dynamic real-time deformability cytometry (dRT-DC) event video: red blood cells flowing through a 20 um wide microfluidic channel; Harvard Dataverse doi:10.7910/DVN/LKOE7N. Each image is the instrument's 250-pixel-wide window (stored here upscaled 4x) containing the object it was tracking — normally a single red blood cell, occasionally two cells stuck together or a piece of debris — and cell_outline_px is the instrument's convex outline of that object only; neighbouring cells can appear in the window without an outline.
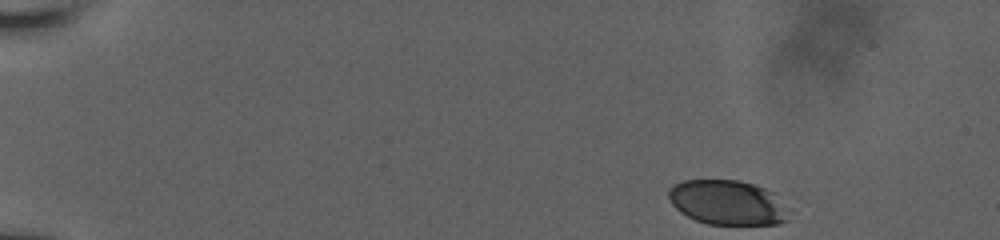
{"species": "human", "species_latin": "Homo sapiens", "temperature_condition": "room temperature", "stored_images_in_passage": 20, "camera_frame_rate_fps": 3000, "um_per_image_px": 0.085, "donor": {"sex": "male"}, "frame": {"image": 1, "passage_image": 1, "time_ms": 0.0, "image_size_px": [1000, 240], "cell_outline_px": [[792, 208], [788, 220], [780, 224], [708, 224], [696, 220], [680, 212], [672, 204], [668, 196], [668, 188], [672, 184], [684, 180], [736, 180], [752, 184], [764, 188], [772, 192]], "centroid_in_image_um": [61.88, 17.22], "position_along_channel_um": 23.1, "area_um2": 31.73}}
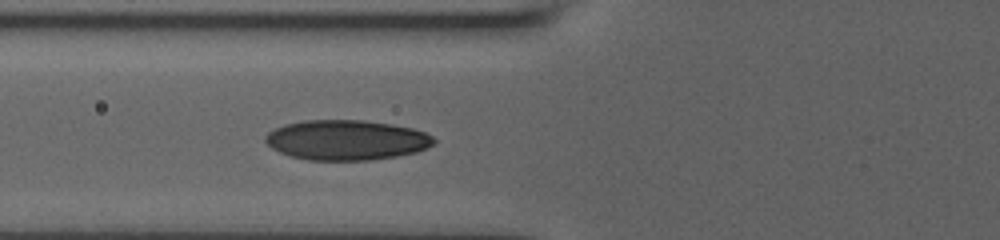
{"frame": {"image": 2, "passage_image": 15, "time_ms": 5.333, "image_size_px": [1000, 240], "cell_outline_px": [[436, 144], [428, 148], [416, 152], [396, 156], [372, 160], [308, 160], [288, 156], [272, 148], [264, 140], [264, 136], [268, 132], [284, 124], [304, 120], [364, 120], [392, 124], [412, 128], [424, 132], [432, 136], [436, 140]], "centroid_in_image_um": [29.45, 11.9], "position_along_channel_um": 96.3, "area_um2": 39.59}}
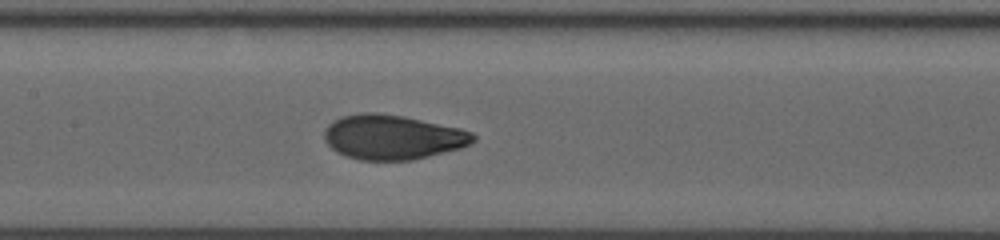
{"frame": {"image": 3, "passage_image": 20, "time_ms": 7.333, "image_size_px": [1000, 240], "cell_outline_px": [[476, 140], [460, 148], [412, 160], [360, 160], [344, 156], [336, 152], [324, 140], [324, 132], [328, 124], [332, 120], [340, 116], [360, 112], [376, 112], [404, 116], [460, 128], [472, 132], [476, 136]], "centroid_in_image_um": [33.33, 11.64], "position_along_channel_um": 174.1, "area_um2": 38.96}}